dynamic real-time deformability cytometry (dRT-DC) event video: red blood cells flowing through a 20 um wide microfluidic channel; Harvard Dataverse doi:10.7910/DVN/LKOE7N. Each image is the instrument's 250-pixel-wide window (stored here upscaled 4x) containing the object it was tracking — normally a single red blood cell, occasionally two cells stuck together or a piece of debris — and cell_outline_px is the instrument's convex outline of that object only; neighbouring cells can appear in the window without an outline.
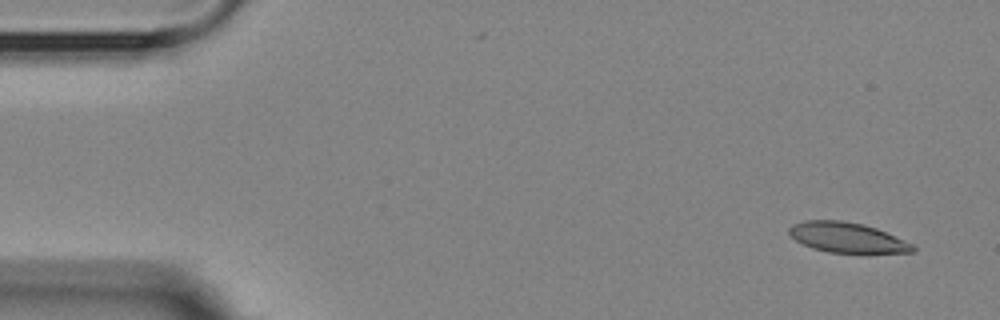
{"species": "Egyptian fruit bat (a non-hibernating species)", "species_latin": "Rousettus aegyptiacus", "temperature_condition": "room temperature", "stored_images_in_passage": 6, "camera_frame_rate_fps": 3000, "um_per_image_px": 0.085, "animal": {"sex": "female"}, "frame": {"image": 1, "passage_image": 1, "time_ms": 0.0, "image_size_px": [1000, 320], "cell_outline_px": [[916, 252], [828, 252], [812, 248], [796, 240], [788, 232], [788, 228], [792, 224], [808, 220], [840, 220], [860, 224], [876, 228], [912, 244], [916, 248]], "centroid_in_image_um": [71.97, 20.18], "position_along_channel_um": 13.0, "area_um2": 21.21}}
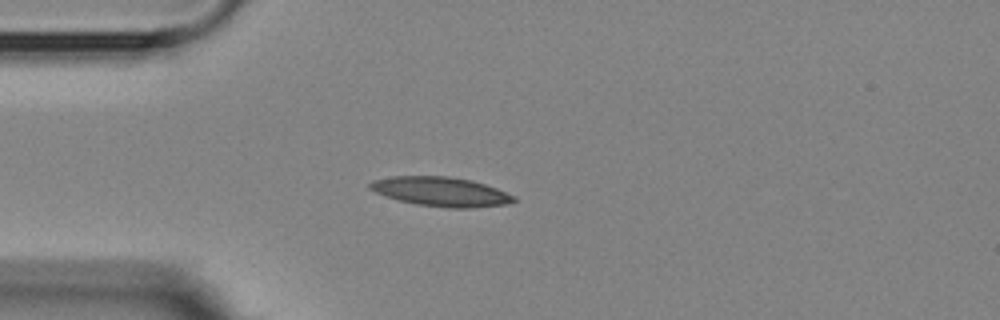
{"frame": {"image": 2, "passage_image": 4, "time_ms": 3.667, "image_size_px": [1000, 320], "cell_outline_px": [[516, 200], [508, 204], [472, 208], [448, 208], [416, 204], [400, 200], [376, 192], [368, 188], [368, 184], [372, 180], [392, 176], [448, 176], [472, 180], [496, 188], [516, 196]], "centroid_in_image_um": [37.5, 16.29], "position_along_channel_um": 47.5, "area_um2": 24.57}}
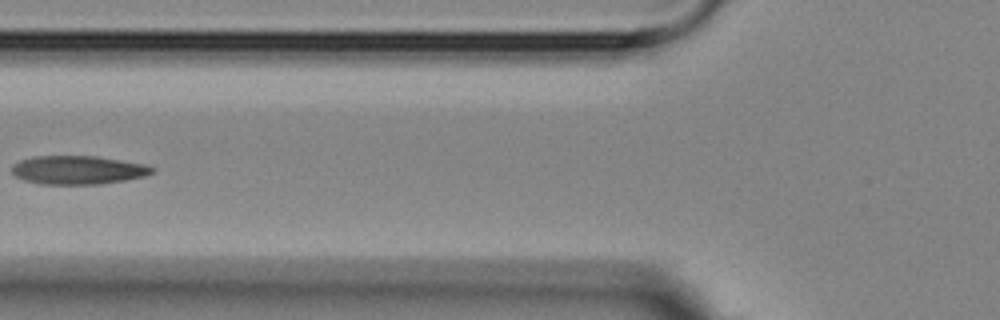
{"frame": {"image": 3, "passage_image": 6, "time_ms": 6.0, "image_size_px": [1000, 320], "cell_outline_px": [[156, 172], [144, 176], [124, 180], [100, 184], [40, 184], [24, 180], [16, 176], [12, 172], [12, 164], [20, 160], [32, 156], [96, 156], [144, 164], [156, 168]], "centroid_in_image_um": [6.62, 14.44], "position_along_channel_um": 119.2, "area_um2": 23.41}}